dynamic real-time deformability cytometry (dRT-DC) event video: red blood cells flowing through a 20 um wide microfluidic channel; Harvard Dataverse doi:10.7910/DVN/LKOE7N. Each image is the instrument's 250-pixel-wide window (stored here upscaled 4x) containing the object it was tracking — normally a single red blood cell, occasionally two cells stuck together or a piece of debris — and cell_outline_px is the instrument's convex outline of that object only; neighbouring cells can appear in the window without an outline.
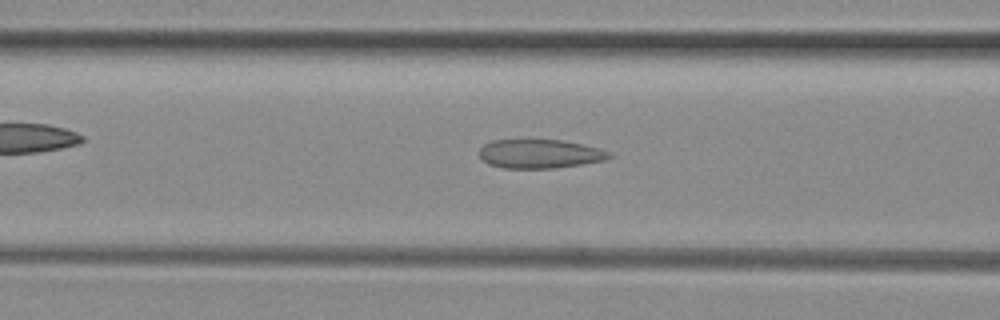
{"species": "common noctule bat (a hibernating species)", "species_latin": "Nyctalus noctula", "temperature_condition": "room temperature", "stored_images_in_passage": 50, "camera_frame_rate_fps": 3000, "um_per_image_px": 0.085, "animal": {"sex": "female", "body_mass_g": 29.2, "forearm_length_mm": 56.3}, "frame": {"image": 1, "passage_image": 19, "time_ms": 6.0, "image_size_px": [1000, 320], "cell_outline_px": [[612, 156], [604, 160], [556, 168], [504, 168], [488, 164], [480, 156], [480, 148], [484, 144], [492, 140], [564, 140], [600, 148], [612, 152]], "centroid_in_image_um": [45.9, 13.07], "position_along_channel_um": 120.7, "area_um2": 21.85}}
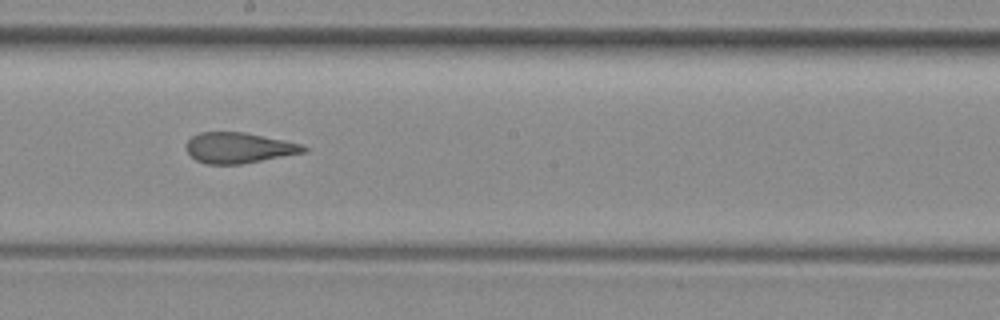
{"frame": {"image": 2, "passage_image": 27, "time_ms": 8.667, "image_size_px": [1000, 320], "cell_outline_px": [[308, 152], [240, 164], [208, 164], [196, 160], [188, 152], [188, 140], [192, 136], [200, 132], [244, 132], [284, 140], [300, 144], [308, 148]], "centroid_in_image_um": [20.33, 12.56], "position_along_channel_um": 227.9, "area_um2": 20.75}}
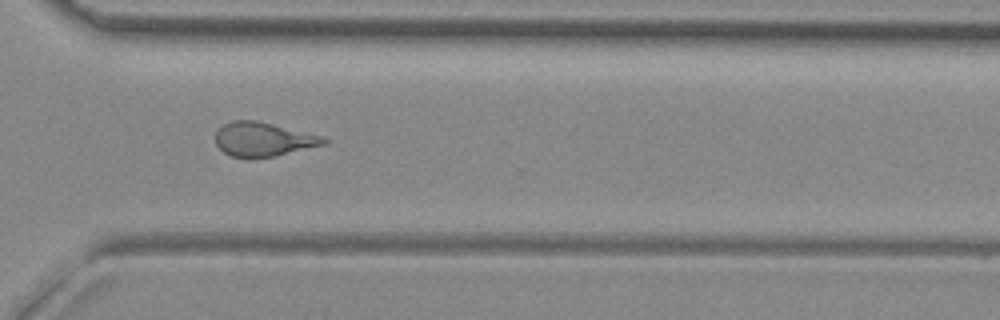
{"frame": {"image": 3, "passage_image": 36, "time_ms": 11.667, "image_size_px": [1000, 320], "cell_outline_px": [[332, 140], [328, 144], [272, 156], [232, 156], [224, 152], [216, 144], [216, 132], [224, 124], [232, 120], [256, 120], [308, 132], [324, 136]], "centroid_in_image_um": [22.45, 11.81], "position_along_channel_um": 348.1, "area_um2": 21.27}, "authors_computed_cell_mechanics": {"area_um2": 22.4264, "velocity_mm_per_s": 4.0162, "shape_relaxation_time_tau1_ms": null, "shape_relaxation_time_tau2_ms": 1.7477, "deformation_change_tau1": null, "deformation_change_tau2": 0.0948}}